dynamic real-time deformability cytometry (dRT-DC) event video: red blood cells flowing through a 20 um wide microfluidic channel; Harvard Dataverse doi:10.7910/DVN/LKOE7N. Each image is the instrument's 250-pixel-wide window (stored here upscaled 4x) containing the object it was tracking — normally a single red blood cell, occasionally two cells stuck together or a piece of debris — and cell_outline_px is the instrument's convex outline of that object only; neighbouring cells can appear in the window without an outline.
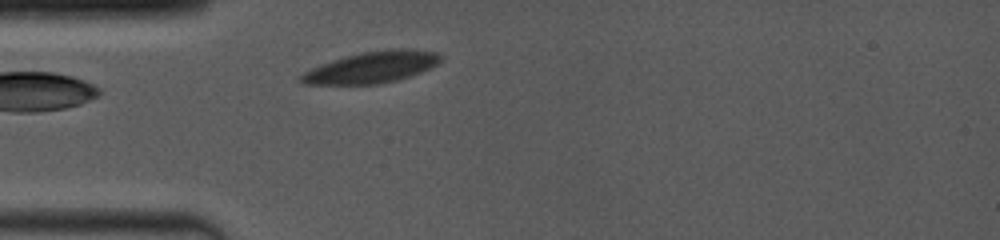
{"species": "common noctule bat (a hibernating species)", "species_latin": "Nyctalus noctula", "temperature_condition": "room temperature", "stored_images_in_passage": 43, "camera_frame_rate_fps": 4000, "um_per_image_px": 0.085, "animal": {"sex": "female", "body_mass_g": 19.0, "forearm_length_mm": 53.3}, "frame": {"image": 1, "passage_image": 4, "time_ms": 0.75, "image_size_px": [1000, 240], "cell_outline_px": [[440, 60], [436, 64], [420, 72], [396, 80], [376, 84], [304, 84], [296, 80], [304, 72], [320, 64], [344, 56], [360, 52], [392, 48], [412, 48], [436, 52], [440, 56]], "centroid_in_image_um": [31.56, 5.7], "position_along_channel_um": 53.4, "area_um2": 25.49}}
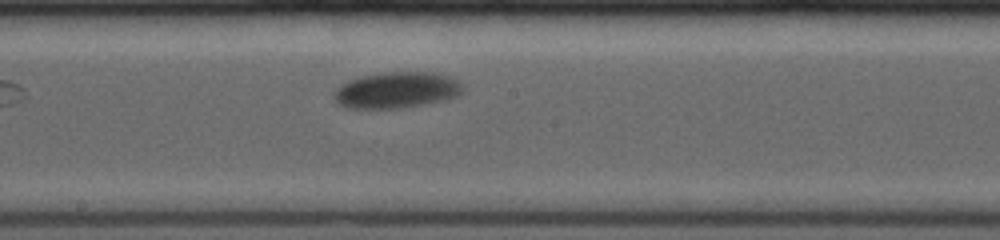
{"frame": {"image": 2, "passage_image": 26, "time_ms": 5.25, "image_size_px": [1000, 240], "cell_outline_px": [[464, 88], [456, 96], [444, 100], [404, 108], [344, 108], [336, 100], [336, 92], [340, 84], [348, 80], [364, 76], [384, 72], [424, 72], [448, 76], [464, 84]], "centroid_in_image_um": [33.72, 7.66], "position_along_channel_um": 214.5, "area_um2": 26.82}}
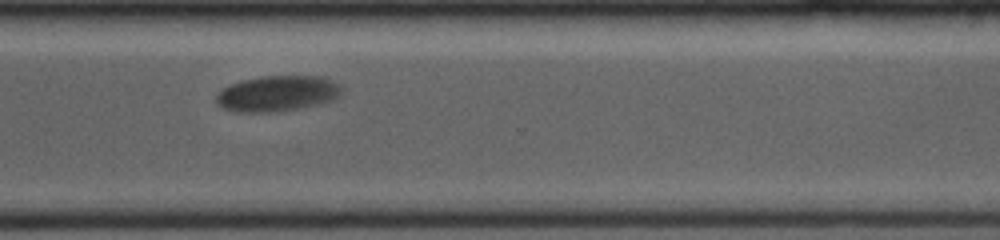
{"frame": {"image": 3, "passage_image": 42, "time_ms": 8.75, "image_size_px": [1000, 240], "cell_outline_px": [[340, 96], [336, 100], [320, 104], [300, 108], [276, 112], [240, 112], [220, 108], [216, 104], [216, 96], [224, 88], [232, 84], [244, 80], [264, 76], [320, 76], [332, 80], [340, 84]], "centroid_in_image_um": [23.6, 7.96], "position_along_channel_um": 347.0, "area_um2": 26.18}}